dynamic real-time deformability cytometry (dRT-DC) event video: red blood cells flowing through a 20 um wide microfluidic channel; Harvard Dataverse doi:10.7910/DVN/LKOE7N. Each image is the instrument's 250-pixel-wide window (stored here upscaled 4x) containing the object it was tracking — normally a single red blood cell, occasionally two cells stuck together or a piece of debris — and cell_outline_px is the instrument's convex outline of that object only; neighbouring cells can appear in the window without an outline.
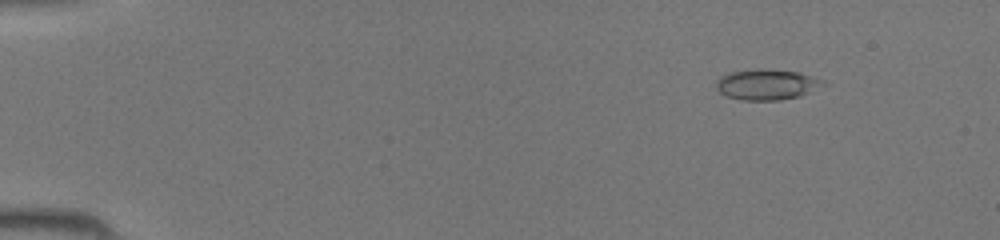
{"species": "common noctule bat (a hibernating species)", "species_latin": "Nyctalus noctula", "temperature_condition": "room temperature", "stored_images_in_passage": 45, "camera_frame_rate_fps": 3000, "um_per_image_px": 0.085, "animal": {"sex": "female", "body_mass_g": 19.5, "forearm_length_mm": 54.1}, "frame": {"image": 1, "passage_image": 5, "time_ms": 1.333, "image_size_px": [1000, 240], "cell_outline_px": [[828, 84], [800, 96], [780, 100], [740, 100], [724, 96], [716, 88], [716, 80], [720, 76], [728, 72], [760, 68], [800, 72], [824, 80]], "centroid_in_image_um": [65.17, 7.18], "position_along_channel_um": 19.8, "area_um2": 19.42}}
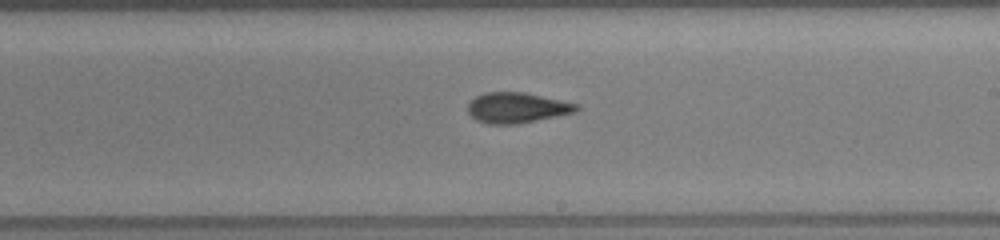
{"frame": {"image": 2, "passage_image": 27, "time_ms": 8.667, "image_size_px": [1000, 240], "cell_outline_px": [[580, 108], [576, 112], [520, 124], [488, 124], [476, 120], [468, 112], [468, 104], [476, 96], [484, 92], [524, 92], [580, 104]], "centroid_in_image_um": [43.96, 9.16], "position_along_channel_um": 245.0, "area_um2": 19.42}}
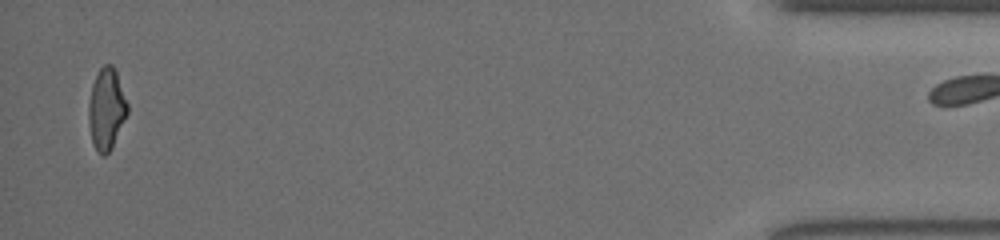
{"frame": {"image": 3, "passage_image": 44, "time_ms": 14.333, "image_size_px": [1000, 240], "cell_outline_px": [[128, 112], [112, 148], [104, 156], [96, 148], [92, 140], [88, 124], [88, 104], [92, 84], [100, 68], [104, 64], [112, 64], [116, 72], [128, 104]], "centroid_in_image_um": [9.04, 9.25], "position_along_channel_um": 426.2, "area_um2": 18.26}}